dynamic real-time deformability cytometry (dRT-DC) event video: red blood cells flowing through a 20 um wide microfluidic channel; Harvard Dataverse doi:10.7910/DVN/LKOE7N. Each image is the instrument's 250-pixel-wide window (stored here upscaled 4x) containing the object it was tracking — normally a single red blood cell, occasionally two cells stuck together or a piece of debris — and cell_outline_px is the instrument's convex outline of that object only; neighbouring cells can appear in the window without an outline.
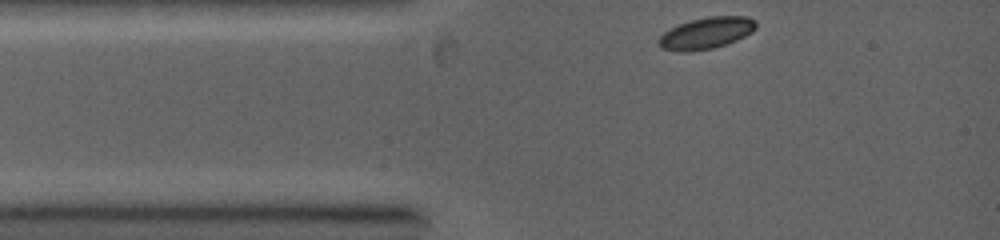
{"species": "common noctule bat (a hibernating species)", "species_latin": "Nyctalus noctula", "temperature_condition": "warm", "stored_images_in_passage": 4, "camera_frame_rate_fps": 5000, "um_per_image_px": 0.085, "animal": {"sex": "female", "body_mass_g": 19.0, "forearm_length_mm": 53.3}, "frame": {"image": 1, "passage_image": 1, "time_ms": 0.0, "image_size_px": [1000, 240], "cell_outline_px": [[756, 28], [752, 32], [736, 40], [712, 48], [688, 52], [680, 52], [660, 48], [656, 44], [656, 40], [664, 32], [680, 24], [692, 20], [708, 16], [748, 16], [756, 20]], "centroid_in_image_um": [60.01, 2.82], "position_along_channel_um": 25.0, "area_um2": 17.92}}